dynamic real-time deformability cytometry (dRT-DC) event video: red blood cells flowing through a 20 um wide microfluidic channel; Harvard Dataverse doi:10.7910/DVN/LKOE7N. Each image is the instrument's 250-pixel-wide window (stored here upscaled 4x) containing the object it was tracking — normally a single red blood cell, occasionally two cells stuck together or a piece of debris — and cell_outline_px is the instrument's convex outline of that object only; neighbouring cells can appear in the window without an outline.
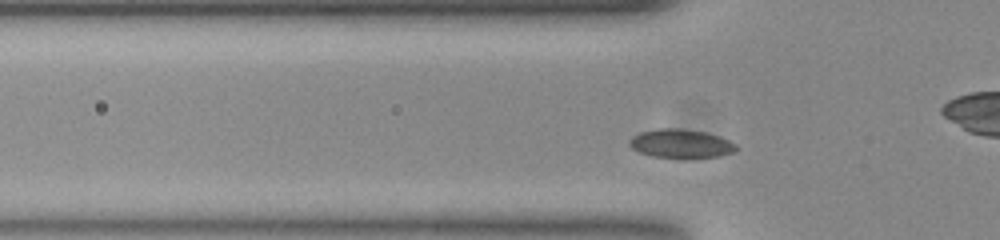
{"species": "common noctule bat (a hibernating species)", "species_latin": "Nyctalus noctula", "temperature_condition": "room temperature", "stored_images_in_passage": 32, "camera_frame_rate_fps": 3000, "um_per_image_px": 0.085, "animal": {"sex": "female", "body_mass_g": 23.0, "forearm_length_mm": 53.4}, "frame": {"image": 1, "passage_image": 2, "time_ms": 0.333, "image_size_px": [1000, 240], "cell_outline_px": [[736, 152], [720, 156], [652, 156], [640, 152], [632, 148], [628, 144], [628, 140], [632, 136], [640, 132], [656, 128], [680, 128], [704, 132], [720, 136], [736, 144]], "centroid_in_image_um": [57.85, 12.17], "position_along_channel_um": 68.0, "area_um2": 17.51}}
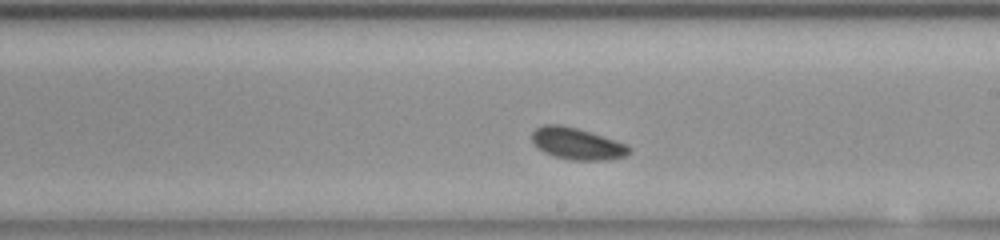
{"frame": {"image": 2, "passage_image": 16, "time_ms": 5.0, "image_size_px": [1000, 240], "cell_outline_px": [[632, 152], [624, 156], [608, 160], [572, 160], [556, 156], [544, 152], [532, 140], [532, 132], [536, 128], [544, 124], [560, 124], [576, 128], [628, 144], [632, 148]], "centroid_in_image_um": [49.09, 12.21], "position_along_channel_um": 239.9, "area_um2": 17.8}}
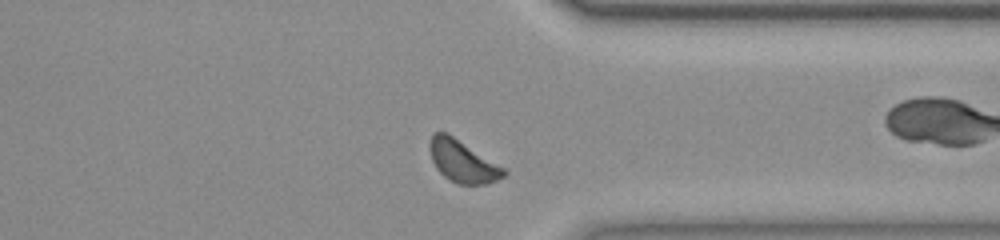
{"frame": {"image": 3, "passage_image": 27, "time_ms": 8.667, "image_size_px": [1000, 240], "cell_outline_px": [[508, 172], [504, 176], [488, 184], [456, 184], [444, 176], [436, 168], [432, 160], [428, 148], [432, 132], [448, 132], [504, 168]], "centroid_in_image_um": [39.29, 13.7], "position_along_channel_um": 372.1, "area_um2": 18.21}}